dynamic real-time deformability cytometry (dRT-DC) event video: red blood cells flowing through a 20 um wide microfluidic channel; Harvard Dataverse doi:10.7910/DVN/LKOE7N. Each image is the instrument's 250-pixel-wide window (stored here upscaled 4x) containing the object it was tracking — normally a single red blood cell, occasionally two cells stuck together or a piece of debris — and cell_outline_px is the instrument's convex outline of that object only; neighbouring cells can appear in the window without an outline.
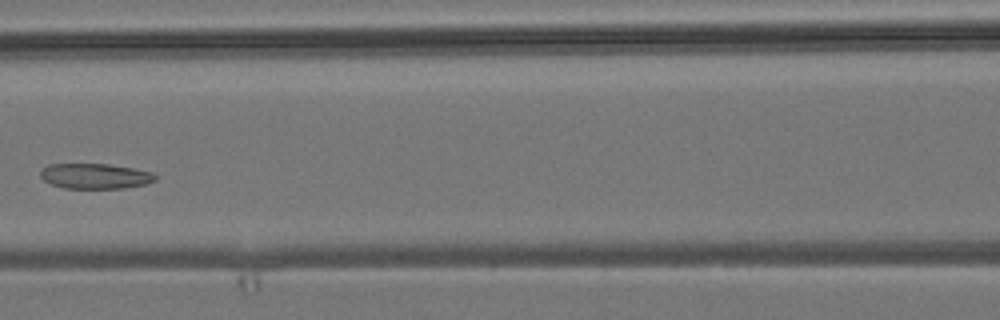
{"species": "common noctule bat (a hibernating species)", "species_latin": "Nyctalus noctula", "temperature_condition": "room temperature", "stored_images_in_passage": 6, "camera_frame_rate_fps": 3000, "um_per_image_px": 0.085, "animal": {"sex": "male", "body_mass_g": 19.2, "forearm_length_mm": 51.8}, "frame": {"image": 1, "passage_image": 6, "time_ms": 5.667, "image_size_px": [1000, 320], "cell_outline_px": [[156, 180], [144, 184], [124, 188], [64, 188], [52, 184], [44, 180], [40, 176], [40, 172], [48, 164], [108, 164], [132, 168], [152, 172], [156, 176]], "centroid_in_image_um": [8.08, 14.96], "position_along_channel_um": 158.5, "area_um2": 16.76}}